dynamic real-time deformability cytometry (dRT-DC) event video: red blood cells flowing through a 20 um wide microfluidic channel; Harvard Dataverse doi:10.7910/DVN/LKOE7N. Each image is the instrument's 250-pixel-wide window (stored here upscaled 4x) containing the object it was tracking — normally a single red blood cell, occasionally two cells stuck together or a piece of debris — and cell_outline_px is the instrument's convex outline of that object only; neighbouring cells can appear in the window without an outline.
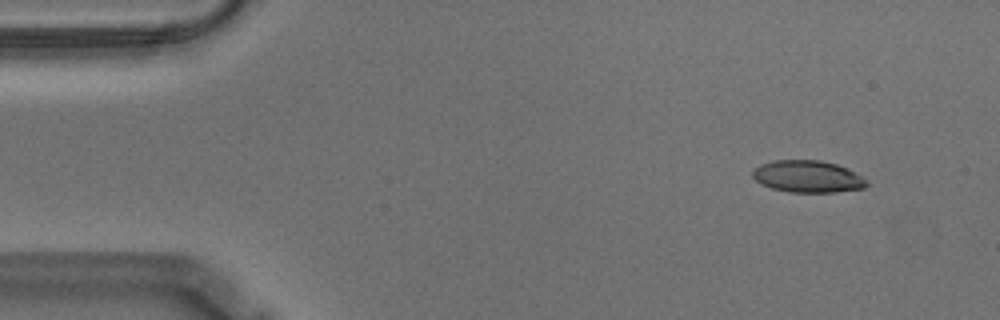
{"species": "Egyptian fruit bat (a non-hibernating species)", "species_latin": "Rousettus aegyptiacus", "temperature_condition": "warm", "stored_images_in_passage": 52, "camera_frame_rate_fps": 3000, "um_per_image_px": 0.085, "animal": {"sex": "male"}, "frame": {"image": 1, "passage_image": 1, "time_ms": 0.0, "image_size_px": [1000, 320], "cell_outline_px": [[868, 184], [864, 188], [836, 192], [788, 192], [772, 188], [760, 184], [752, 176], [752, 172], [760, 164], [772, 160], [820, 160], [836, 164], [848, 168], [860, 176]], "centroid_in_image_um": [68.62, 15.0], "position_along_channel_um": 16.4, "area_um2": 21.21}}
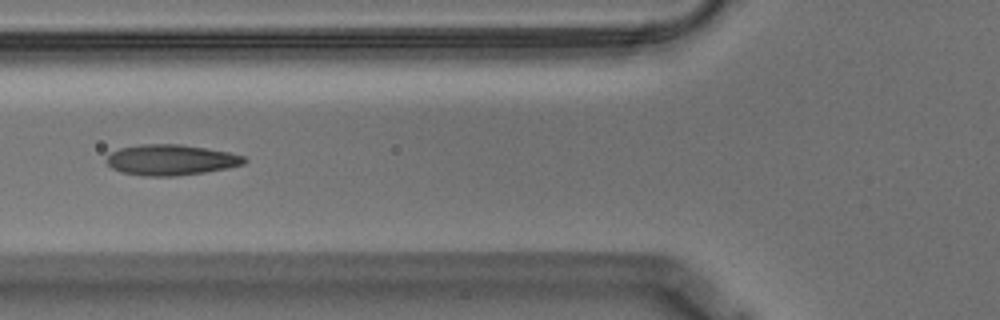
{"frame": {"image": 2, "passage_image": 17, "time_ms": 5.333, "image_size_px": [1000, 320], "cell_outline_px": [[248, 160], [244, 164], [228, 168], [204, 172], [176, 176], [144, 176], [120, 172], [112, 168], [104, 160], [112, 152], [120, 148], [140, 144], [180, 144], [228, 152], [244, 156]], "centroid_in_image_um": [14.51, 13.59], "position_along_channel_um": 111.3, "area_um2": 24.62}}
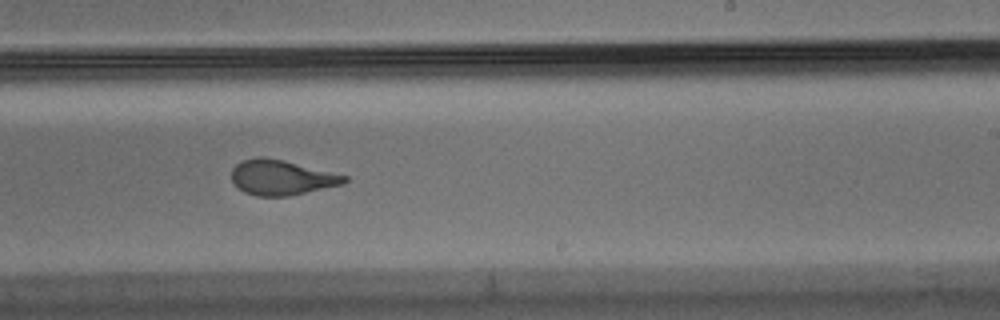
{"frame": {"image": 3, "passage_image": 30, "time_ms": 9.667, "image_size_px": [1000, 320], "cell_outline_px": [[348, 180], [344, 184], [288, 196], [256, 196], [244, 192], [232, 180], [232, 168], [240, 160], [256, 156], [264, 156], [284, 160], [348, 176]], "centroid_in_image_um": [23.92, 15.07], "position_along_channel_um": 265.1, "area_um2": 23.12}, "authors_computed_cell_mechanics": {"area_um2": 23.7558, "velocity_mm_per_s": 3.5487, "shape_relaxation_time_tau1_ms": 6.6237, "shape_relaxation_time_tau2_ms": 1.0984, "deformation_change_tau1": 0.2357, "deformation_change_tau2": 0.0859}}